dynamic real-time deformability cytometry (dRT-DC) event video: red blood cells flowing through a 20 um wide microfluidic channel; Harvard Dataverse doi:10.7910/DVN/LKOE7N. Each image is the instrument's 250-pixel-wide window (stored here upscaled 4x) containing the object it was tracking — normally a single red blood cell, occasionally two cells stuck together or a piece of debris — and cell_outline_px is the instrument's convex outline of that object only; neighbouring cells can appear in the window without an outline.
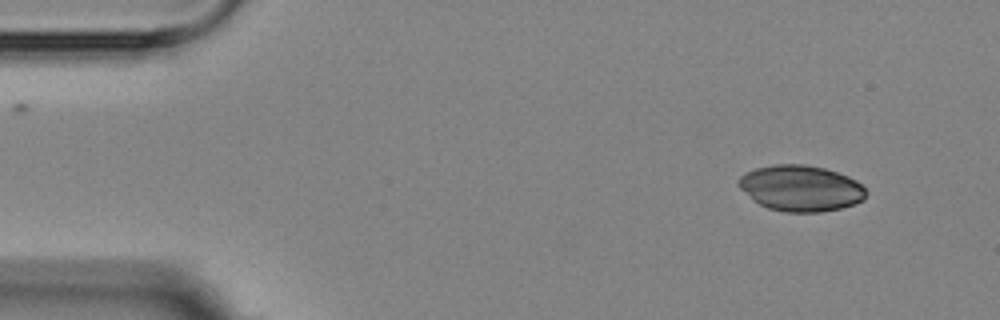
{"species": "Egyptian fruit bat (a non-hibernating species)", "species_latin": "Rousettus aegyptiacus", "temperature_condition": "room temperature", "stored_images_in_passage": 4, "segment_of_instrument_passage": [1, 2], "camera_frame_rate_fps": 3000, "um_per_image_px": 0.085, "animal": {"sex": "female"}, "frame": {"image": 1, "passage_image": 1, "time_ms": 0.0, "image_size_px": [1000, 320], "cell_outline_px": [[868, 192], [864, 200], [840, 208], [820, 212], [784, 212], [768, 208], [752, 200], [740, 188], [736, 180], [744, 172], [756, 168], [772, 164], [804, 164], [824, 168], [848, 176], [856, 180]], "centroid_in_image_um": [68.04, 15.99], "position_along_channel_um": 17.0, "area_um2": 34.28}}